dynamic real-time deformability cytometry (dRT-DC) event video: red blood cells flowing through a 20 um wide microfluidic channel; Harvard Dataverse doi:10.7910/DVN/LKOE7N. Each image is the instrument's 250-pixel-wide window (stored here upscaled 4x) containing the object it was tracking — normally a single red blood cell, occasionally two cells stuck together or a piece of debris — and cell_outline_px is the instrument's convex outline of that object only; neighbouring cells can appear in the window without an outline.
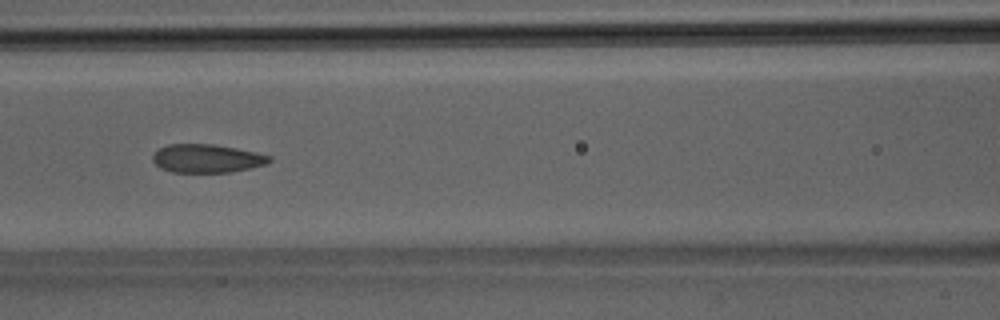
{"species": "Egyptian fruit bat (a non-hibernating species)", "species_latin": "Rousettus aegyptiacus", "temperature_condition": "room temperature", "stored_images_in_passage": 41, "segment_of_instrument_passage": [1, 2], "camera_frame_rate_fps": 3000, "um_per_image_px": 0.085, "animal": {"sex": "male"}, "frame": {"image": 1, "passage_image": 18, "time_ms": 5.667, "image_size_px": [1000, 320], "cell_outline_px": [[272, 160], [268, 164], [232, 172], [172, 172], [160, 168], [152, 160], [152, 156], [160, 148], [168, 144], [212, 144], [236, 148], [256, 152], [272, 156]], "centroid_in_image_um": [17.61, 13.47], "position_along_channel_um": 149.0, "area_um2": 19.36}}
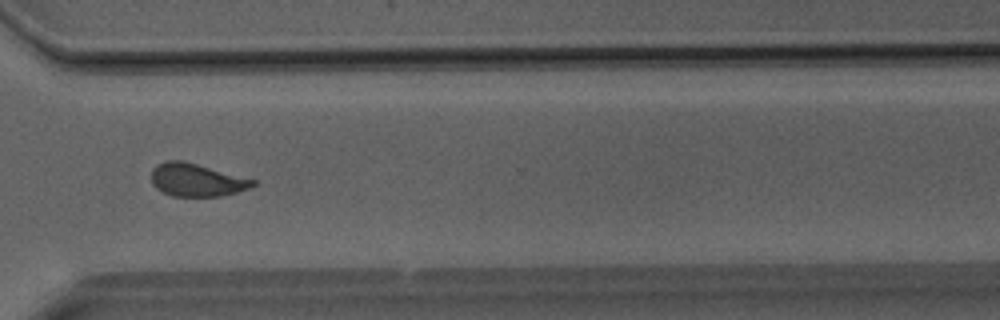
{"frame": {"image": 2, "passage_image": 30, "time_ms": 9.667, "image_size_px": [1000, 320], "cell_outline_px": [[256, 184], [248, 188], [236, 192], [220, 196], [172, 196], [156, 188], [152, 184], [152, 168], [156, 164], [168, 160], [184, 160], [256, 180]], "centroid_in_image_um": [16.69, 15.28], "position_along_channel_um": 353.9, "area_um2": 19.42}}
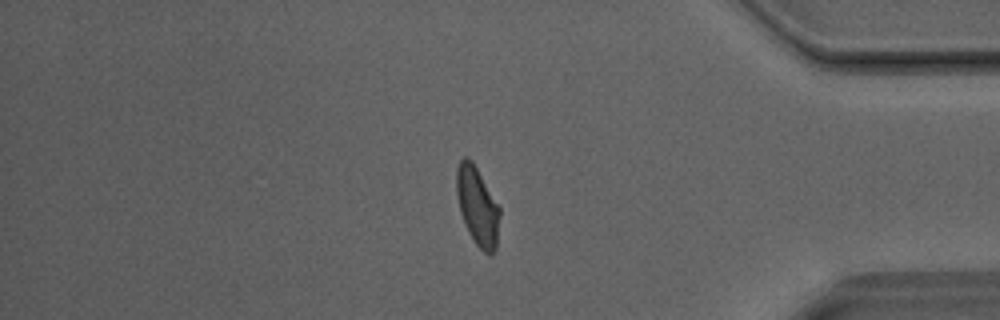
{"frame": {"image": 3, "passage_image": 34, "time_ms": 11.0, "image_size_px": [1000, 320], "cell_outline_px": [[500, 216], [496, 248], [492, 256], [488, 256], [472, 240], [468, 232], [460, 212], [456, 192], [456, 168], [460, 160], [464, 156], [468, 156], [472, 160], [500, 208]], "centroid_in_image_um": [40.57, 17.54], "position_along_channel_um": 394.6, "area_um2": 19.94}}